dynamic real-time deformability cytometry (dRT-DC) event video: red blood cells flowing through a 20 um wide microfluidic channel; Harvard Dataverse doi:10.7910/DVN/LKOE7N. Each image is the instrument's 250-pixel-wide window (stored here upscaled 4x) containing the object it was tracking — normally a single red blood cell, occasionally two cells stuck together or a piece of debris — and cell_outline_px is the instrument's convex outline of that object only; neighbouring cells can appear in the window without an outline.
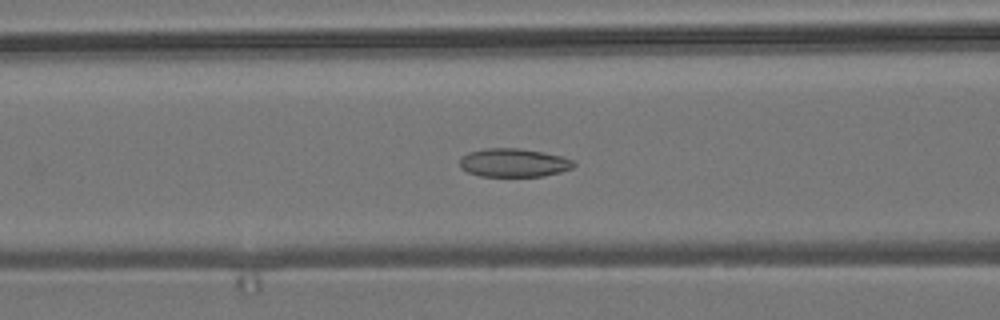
{"species": "common noctule bat (a hibernating species)", "species_latin": "Nyctalus noctula", "temperature_condition": "room temperature", "stored_images_in_passage": 25, "camera_frame_rate_fps": 3000, "um_per_image_px": 0.085, "animal": {"sex": "male", "body_mass_g": 19.2, "forearm_length_mm": 51.8}, "frame": {"image": 1, "passage_image": 16, "time_ms": 5.0, "image_size_px": [1000, 320], "cell_outline_px": [[576, 164], [572, 168], [560, 172], [544, 176], [480, 176], [468, 172], [460, 168], [460, 160], [468, 152], [484, 148], [520, 148], [560, 156], [576, 160]], "centroid_in_image_um": [43.67, 13.83], "position_along_channel_um": 122.9, "area_um2": 18.9}}
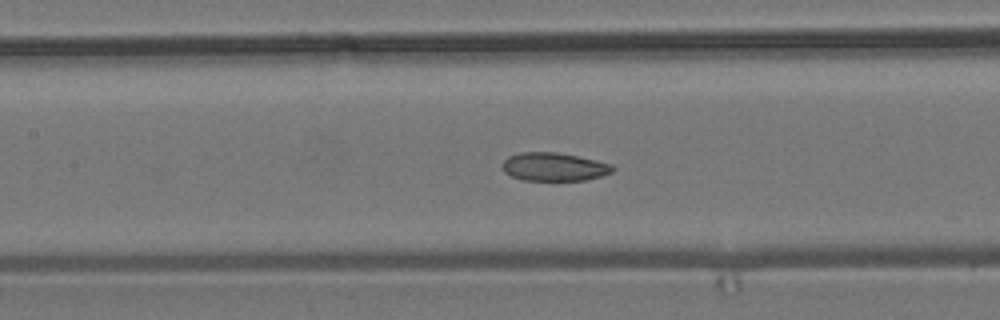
{"frame": {"image": 2, "passage_image": 19, "time_ms": 6.0, "image_size_px": [1000, 320], "cell_outline_px": [[616, 168], [612, 172], [600, 176], [584, 180], [524, 180], [512, 176], [504, 172], [504, 160], [508, 156], [520, 152], [556, 152], [596, 160], [612, 164]], "centroid_in_image_um": [47.11, 14.17], "position_along_channel_um": 160.3, "area_um2": 18.03}}
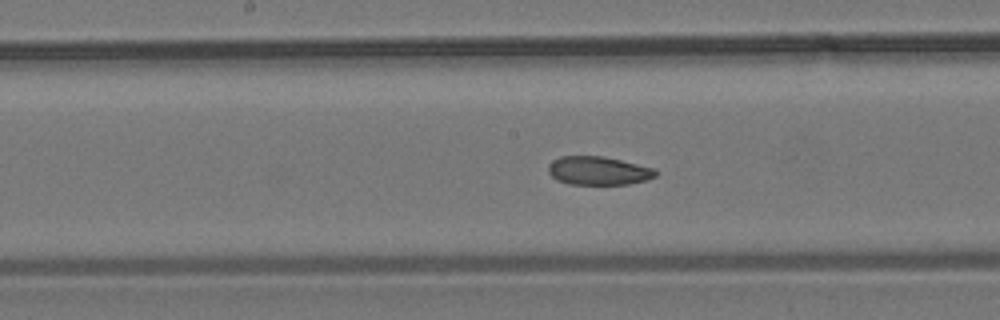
{"frame": {"image": 3, "passage_image": 22, "time_ms": 7.0, "image_size_px": [1000, 320], "cell_outline_px": [[656, 176], [644, 180], [628, 184], [568, 184], [556, 180], [548, 172], [548, 164], [552, 160], [560, 156], [604, 156], [656, 168]], "centroid_in_image_um": [50.83, 14.5], "position_along_channel_um": 197.4, "area_um2": 17.92}}